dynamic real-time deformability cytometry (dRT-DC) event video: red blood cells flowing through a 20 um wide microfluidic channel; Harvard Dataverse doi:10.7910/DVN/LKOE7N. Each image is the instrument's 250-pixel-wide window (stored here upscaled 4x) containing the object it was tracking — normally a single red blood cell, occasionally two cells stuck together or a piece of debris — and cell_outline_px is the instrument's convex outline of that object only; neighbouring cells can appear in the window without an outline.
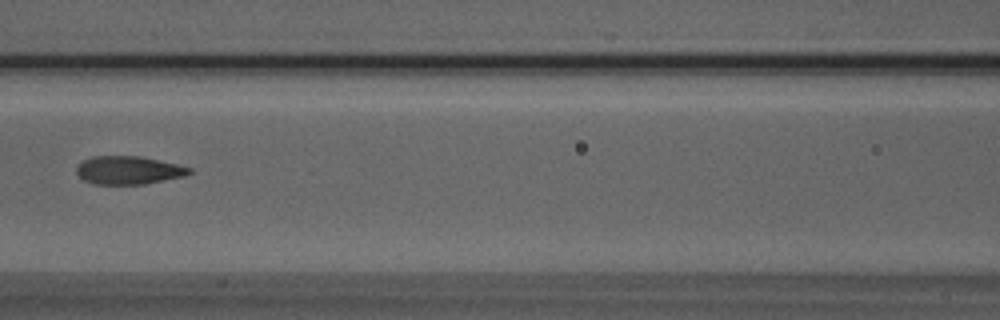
{"species": "Egyptian fruit bat (a non-hibernating species)", "species_latin": "Rousettus aegyptiacus", "temperature_condition": "room temperature", "stored_images_in_passage": 4, "camera_frame_rate_fps": 3000, "um_per_image_px": 0.085, "animal": {"sex": "male"}, "frame": {"image": 1, "passage_image": 3, "time_ms": 2.333, "image_size_px": [1000, 320], "cell_outline_px": [[192, 172], [184, 176], [144, 184], [92, 184], [84, 180], [76, 172], [76, 168], [84, 160], [92, 156], [140, 156], [176, 164], [192, 168]], "centroid_in_image_um": [10.92, 14.47], "position_along_channel_um": 155.7, "area_um2": 18.38}}